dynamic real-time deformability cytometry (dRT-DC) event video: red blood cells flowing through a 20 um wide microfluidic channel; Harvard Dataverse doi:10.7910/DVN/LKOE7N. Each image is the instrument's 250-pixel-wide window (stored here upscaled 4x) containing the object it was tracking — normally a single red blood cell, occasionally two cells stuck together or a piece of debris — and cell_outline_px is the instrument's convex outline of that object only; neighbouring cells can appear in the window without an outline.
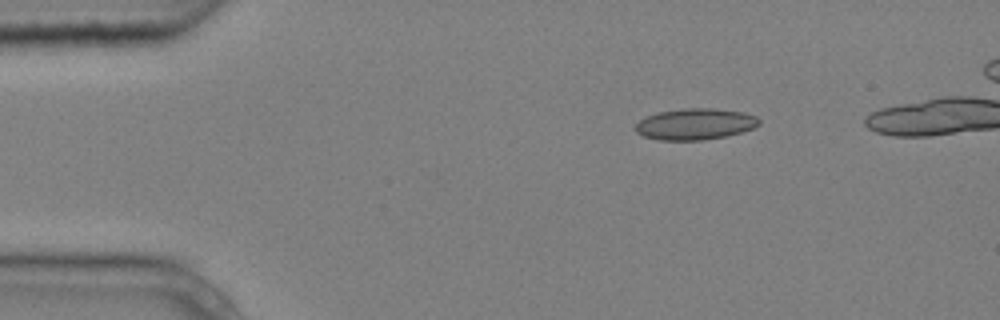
{"species": "common noctule bat (a hibernating species)", "species_latin": "Nyctalus noctula", "temperature_condition": "cold", "stored_images_in_passage": 2, "camera_frame_rate_fps": 3000, "um_per_image_px": 0.085, "animal": {"sex": "male", "body_mass_g": 20.4}, "frame": {"image": 1, "passage_image": 2, "time_ms": 0.333, "image_size_px": [1000, 320], "cell_outline_px": [[760, 124], [756, 128], [724, 136], [704, 140], [660, 140], [644, 136], [636, 132], [636, 124], [640, 120], [648, 116], [660, 112], [684, 108], [716, 108], [744, 112], [756, 116], [760, 120]], "centroid_in_image_um": [59.14, 10.54], "position_along_channel_um": 25.9, "area_um2": 22.48}}